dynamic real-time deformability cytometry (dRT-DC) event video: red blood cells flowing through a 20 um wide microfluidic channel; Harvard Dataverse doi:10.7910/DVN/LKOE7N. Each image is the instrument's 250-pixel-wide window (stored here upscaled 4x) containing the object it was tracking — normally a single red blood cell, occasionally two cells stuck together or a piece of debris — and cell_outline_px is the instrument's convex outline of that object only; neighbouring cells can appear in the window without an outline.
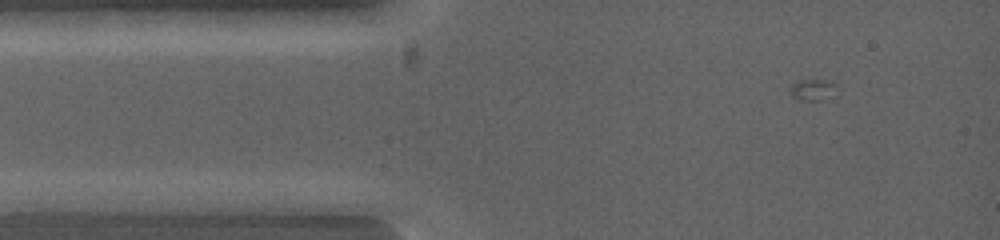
{"species": "common noctule bat (a hibernating species)", "species_latin": "Nyctalus noctula", "temperature_condition": "warm", "stored_images_in_passage": 5, "segment_of_instrument_passage": [1, 2], "camera_frame_rate_fps": 5000, "um_per_image_px": 0.085, "animal": {"sex": "female", "body_mass_g": 19.0, "forearm_length_mm": 53.3}, "frame": {"image": 1, "passage_image": 3, "time_ms": 0.4, "image_size_px": [1000, 240], "cell_outline_px": [[308, 200], [300, 216], [292, 216], [216, 208], [200, 200], [272, 192]], "centroid_in_image_um": [22.24, 17.32], "position_along_channel_um": 62.8, "area_um2": 11.56}}